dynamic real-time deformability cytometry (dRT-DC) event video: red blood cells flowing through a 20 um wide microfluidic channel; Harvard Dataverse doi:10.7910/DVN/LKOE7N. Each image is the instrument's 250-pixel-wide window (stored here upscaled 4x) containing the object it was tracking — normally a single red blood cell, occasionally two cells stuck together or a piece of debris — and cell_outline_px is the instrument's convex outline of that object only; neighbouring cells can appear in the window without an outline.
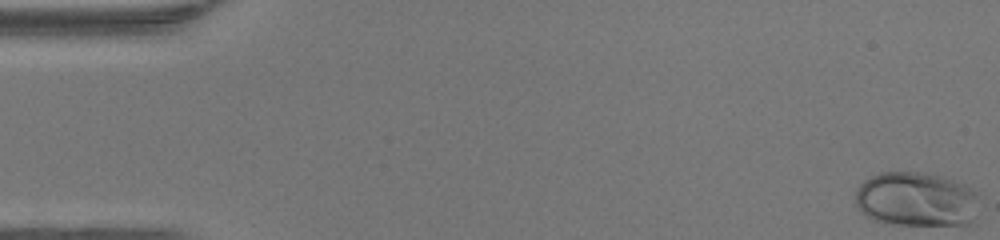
{"species": "human", "species_latin": "Homo sapiens", "temperature_condition": "warm", "stored_images_in_passage": 48, "camera_frame_rate_fps": 3000, "um_per_image_px": 0.085, "donor": {"sex": "female"}, "frame": {"image": 1, "passage_image": 1, "time_ms": 0.0, "image_size_px": [1000, 240], "cell_outline_px": [[980, 192], [972, 220], [968, 224], [884, 224], [872, 220], [864, 216], [860, 212], [856, 204], [856, 188], [864, 180], [880, 172], [924, 172], [944, 176], [968, 184]], "centroid_in_image_um": [77.88, 16.92], "position_along_channel_um": 7.1, "area_um2": 40.0}}
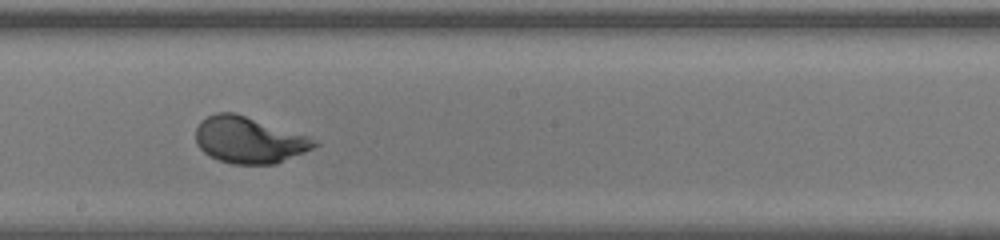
{"frame": {"image": 2, "passage_image": 27, "time_ms": 8.667, "image_size_px": [1000, 240], "cell_outline_px": [[320, 144], [304, 152], [276, 164], [232, 164], [208, 156], [196, 144], [196, 128], [200, 120], [216, 112], [236, 112], [320, 140]], "centroid_in_image_um": [21.16, 11.89], "position_along_channel_um": 227.0, "area_um2": 32.31}}
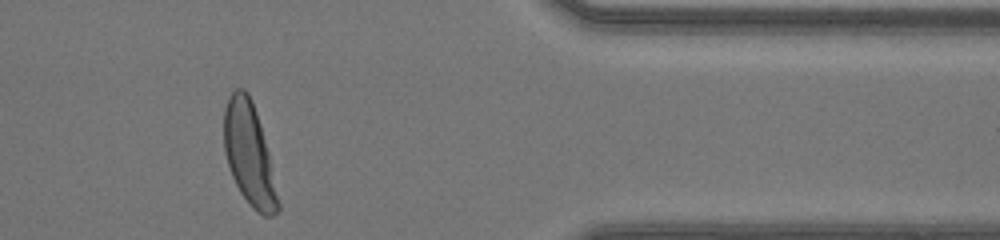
{"frame": {"image": 3, "passage_image": 40, "time_ms": 13.0, "image_size_px": [1000, 240], "cell_outline_px": [[280, 208], [272, 216], [264, 216], [256, 212], [248, 204], [240, 192], [232, 176], [224, 152], [224, 108], [228, 96], [236, 88], [244, 88], [248, 92], [252, 100], [260, 124], [268, 152], [280, 204]], "centroid_in_image_um": [21.16, 13.1], "position_along_channel_um": 390.2, "area_um2": 32.08}, "authors_computed_cell_mechanics": {"area_um2": 32.4547, "velocity_mm_per_s": 4.3261, "shape_relaxation_time_tau1_ms": 2.4452, "shape_relaxation_time_tau2_ms": null, "deformation_change_tau1": 0.1805, "deformation_change_tau2": null}}